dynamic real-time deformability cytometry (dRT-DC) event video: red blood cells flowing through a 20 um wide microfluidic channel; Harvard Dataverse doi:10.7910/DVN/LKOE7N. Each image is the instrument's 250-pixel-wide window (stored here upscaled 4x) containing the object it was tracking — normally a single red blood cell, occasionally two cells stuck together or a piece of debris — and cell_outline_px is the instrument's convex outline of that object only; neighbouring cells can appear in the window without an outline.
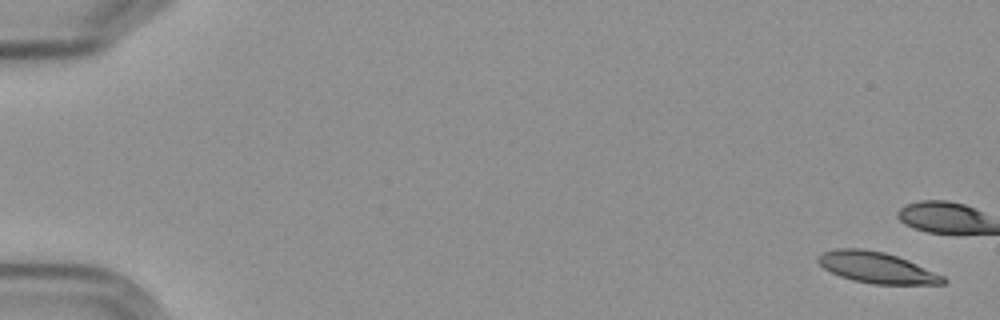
{"species": "Egyptian fruit bat (a non-hibernating species)", "species_latin": "Rousettus aegyptiacus", "temperature_condition": "cold", "stored_images_in_passage": 16, "camera_frame_rate_fps": 3000, "um_per_image_px": 0.085, "frame": {"image": 1, "passage_image": 1, "time_ms": 0.0, "image_size_px": [1000, 320], "cell_outline_px": [[948, 280], [944, 284], [872, 284], [852, 280], [840, 276], [824, 268], [816, 260], [816, 256], [824, 252], [836, 248], [860, 248], [884, 252], [908, 260], [944, 276]], "centroid_in_image_um": [74.51, 22.74], "position_along_channel_um": 10.5, "area_um2": 22.6}, "authors_computed_cell_mechanics": {"area_um2": 23.2934, "velocity_mm_per_s": 3.5897, "shape_relaxation_time_tau1_ms": 7.2615, "shape_relaxation_time_tau2_ms": 2.0596, "deformation_change_tau1": 0.1966, "deformation_change_tau2": 0.0729}}